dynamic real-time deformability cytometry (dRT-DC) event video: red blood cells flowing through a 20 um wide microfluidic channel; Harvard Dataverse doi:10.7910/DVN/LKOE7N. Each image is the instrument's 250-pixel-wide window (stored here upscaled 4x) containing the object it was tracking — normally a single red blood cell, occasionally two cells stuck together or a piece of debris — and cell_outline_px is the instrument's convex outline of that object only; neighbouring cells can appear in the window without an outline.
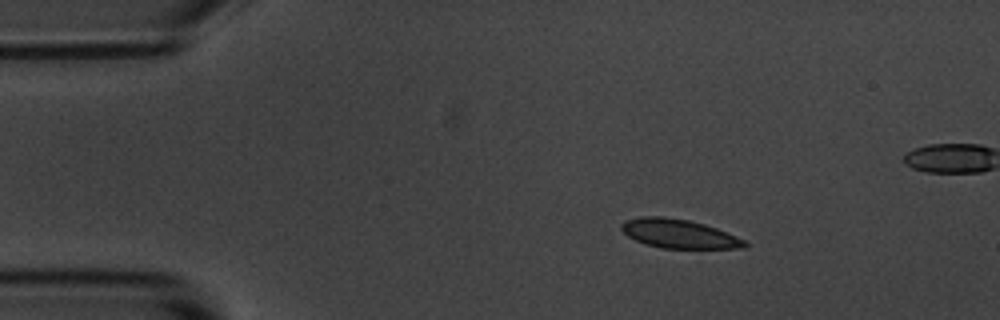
{"species": "common noctule bat (a hibernating species)", "species_latin": "Nyctalus noctula", "temperature_condition": "room temperature", "stored_images_in_passage": 4, "camera_frame_rate_fps": 3000, "um_per_image_px": 0.085, "animal": {"sex": "male", "body_mass_g": 20.1, "forearm_length_mm": 53.5}, "frame": {"image": 1, "passage_image": 1, "time_ms": 0.0, "image_size_px": [1000, 320], "cell_outline_px": [[748, 244], [744, 248], [660, 248], [636, 240], [628, 236], [620, 228], [620, 224], [624, 220], [640, 216], [664, 216], [688, 220], [704, 224], [716, 228], [736, 236], [744, 240]], "centroid_in_image_um": [57.67, 19.85], "position_along_channel_um": 27.3, "area_um2": 20.69}}